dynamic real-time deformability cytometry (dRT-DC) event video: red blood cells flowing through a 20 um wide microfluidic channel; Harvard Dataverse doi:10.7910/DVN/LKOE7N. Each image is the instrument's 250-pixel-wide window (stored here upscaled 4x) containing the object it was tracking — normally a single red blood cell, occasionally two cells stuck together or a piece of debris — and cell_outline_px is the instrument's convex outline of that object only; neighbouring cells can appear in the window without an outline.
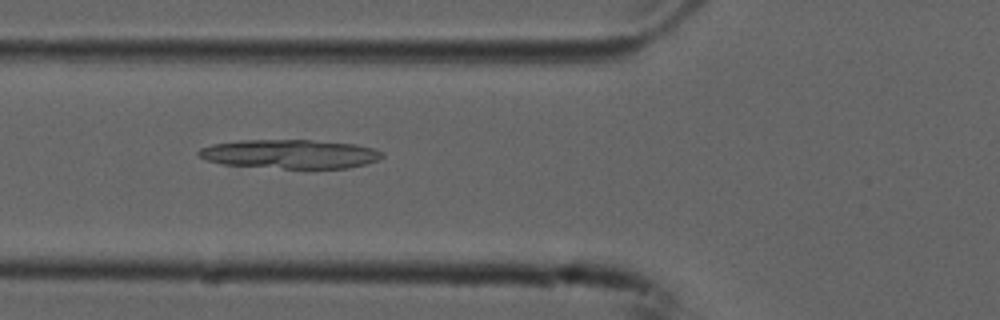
{"species": "common noctule bat (a hibernating species)", "species_latin": "Nyctalus noctula", "temperature_condition": "cold", "stored_images_in_passage": 5, "camera_frame_rate_fps": 3000, "um_per_image_px": 0.085, "animal": {"sex": "male", "forearm_length_mm": 52.5}, "frame": {"image": 1, "passage_image": 4, "time_ms": 1.0, "image_size_px": [1000, 320], "cell_outline_px": [[384, 156], [380, 160], [348, 168], [284, 168], [224, 164], [208, 160], [200, 156], [196, 152], [200, 148], [212, 144], [240, 140], [312, 140], [356, 144], [372, 148], [384, 152]], "centroid_in_image_um": [24.69, 13.08], "position_along_channel_um": 101.1, "area_um2": 30.87}}
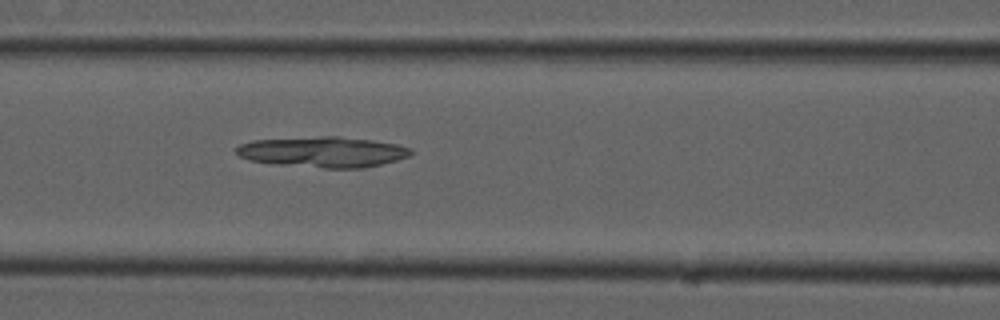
{"frame": {"image": 2, "passage_image": 5, "time_ms": 1.333, "image_size_px": [1000, 320], "cell_outline_px": [[412, 152], [408, 156], [396, 160], [364, 168], [324, 168], [276, 164], [252, 160], [240, 156], [236, 152], [236, 148], [240, 144], [252, 140], [320, 136], [336, 136], [372, 140], [396, 144], [412, 148]], "centroid_in_image_um": [27.45, 12.91], "position_along_channel_um": 139.1, "area_um2": 30.98}}